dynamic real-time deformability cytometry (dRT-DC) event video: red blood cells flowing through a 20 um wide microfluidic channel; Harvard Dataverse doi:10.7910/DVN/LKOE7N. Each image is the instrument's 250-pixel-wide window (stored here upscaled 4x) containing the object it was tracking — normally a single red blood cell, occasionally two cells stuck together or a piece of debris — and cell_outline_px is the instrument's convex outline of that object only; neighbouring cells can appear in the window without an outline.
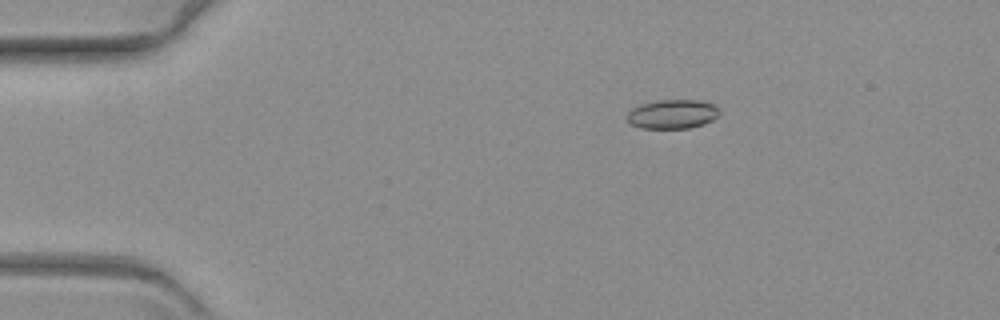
{"species": "common noctule bat (a hibernating species)", "species_latin": "Nyctalus noctula", "temperature_condition": "warm", "stored_images_in_passage": 18, "camera_frame_rate_fps": 3000, "um_per_image_px": 0.085, "animal": {"sex": "female", "body_mass_g": 19.3, "forearm_length_mm": 54.1}, "frame": {"image": 1, "passage_image": 12, "time_ms": 3.667, "image_size_px": [1000, 320], "cell_outline_px": [[720, 112], [712, 120], [704, 124], [688, 128], [640, 128], [628, 124], [624, 116], [632, 108], [640, 104], [656, 100], [704, 100], [716, 104], [720, 108]], "centroid_in_image_um": [57.13, 9.69], "position_along_channel_um": 27.9, "area_um2": 16.13}}